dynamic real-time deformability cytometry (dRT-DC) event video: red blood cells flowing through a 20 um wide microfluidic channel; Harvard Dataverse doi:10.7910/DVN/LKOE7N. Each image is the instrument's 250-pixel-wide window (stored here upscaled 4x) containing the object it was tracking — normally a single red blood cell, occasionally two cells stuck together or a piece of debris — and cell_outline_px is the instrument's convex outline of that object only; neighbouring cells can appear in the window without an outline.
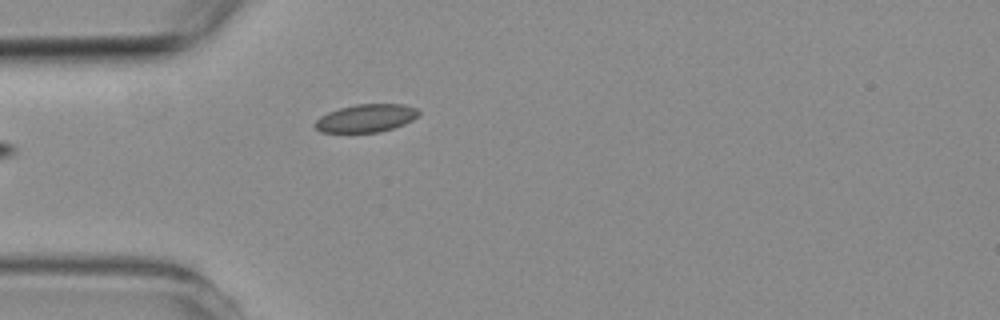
{"species": "common noctule bat (a hibernating species)", "species_latin": "Nyctalus noctula", "temperature_condition": "room temperature", "stored_images_in_passage": 3, "camera_frame_rate_fps": 3000, "um_per_image_px": 0.085, "animal": {"sex": "female", "body_mass_g": 19.3, "forearm_length_mm": 54.1}, "frame": {"image": 1, "passage_image": 3, "time_ms": 2.333, "image_size_px": [1000, 320], "cell_outline_px": [[420, 112], [412, 120], [404, 124], [380, 132], [320, 132], [312, 124], [320, 116], [328, 112], [340, 108], [356, 104], [404, 104], [416, 108]], "centroid_in_image_um": [31.09, 10.04], "position_along_channel_um": 53.9, "area_um2": 16.82}}